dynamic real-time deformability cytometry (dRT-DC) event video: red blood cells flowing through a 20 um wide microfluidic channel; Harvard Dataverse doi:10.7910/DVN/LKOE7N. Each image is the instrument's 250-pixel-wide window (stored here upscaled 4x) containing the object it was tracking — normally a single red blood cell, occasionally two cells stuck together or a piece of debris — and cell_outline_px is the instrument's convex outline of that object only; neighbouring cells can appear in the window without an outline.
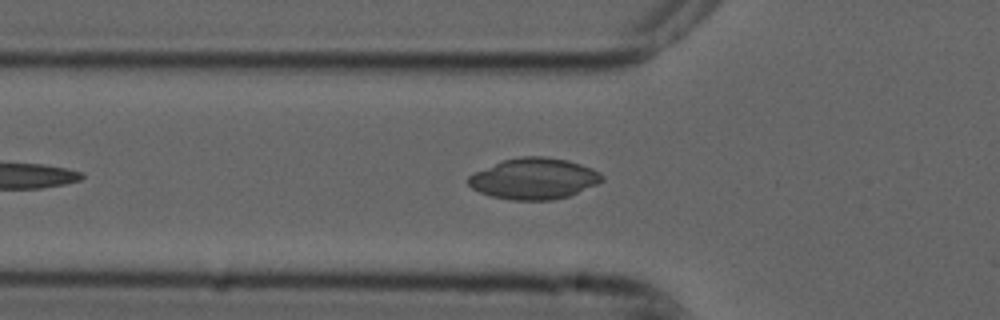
{"species": "common noctule bat (a hibernating species)", "species_latin": "Nyctalus noctula", "temperature_condition": "cold", "stored_images_in_passage": 30, "camera_frame_rate_fps": 3000, "um_per_image_px": 0.085, "animal": {"sex": "male", "forearm_length_mm": 52.5}, "frame": {"image": 1, "passage_image": 9, "time_ms": 2.667, "image_size_px": [1000, 320], "cell_outline_px": [[604, 180], [596, 184], [568, 196], [552, 200], [512, 200], [492, 196], [480, 192], [472, 188], [468, 184], [468, 176], [476, 172], [504, 160], [524, 156], [544, 156], [568, 160], [592, 168], [600, 172], [604, 176]], "centroid_in_image_um": [45.41, 15.18], "position_along_channel_um": 80.4, "area_um2": 31.73}}
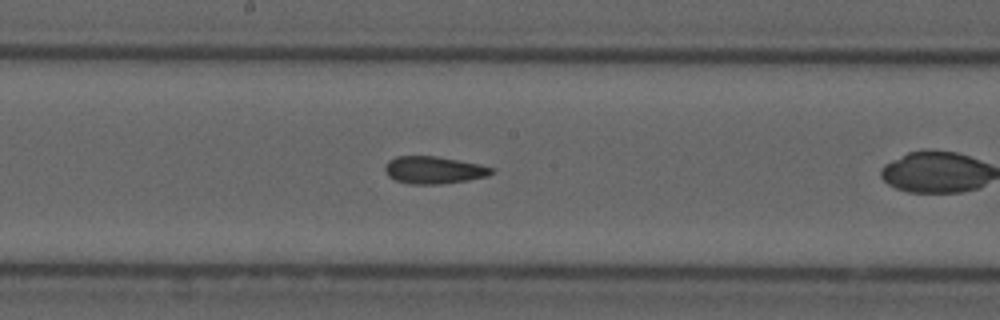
{"frame": {"image": 2, "passage_image": 16, "time_ms": 5.0, "image_size_px": [1000, 320], "cell_outline_px": [[496, 172], [488, 176], [468, 180], [440, 184], [408, 184], [396, 180], [388, 176], [384, 168], [388, 160], [396, 156], [436, 156], [480, 164], [492, 168]], "centroid_in_image_um": [36.88, 14.45], "position_along_channel_um": 211.3, "area_um2": 17.05}}
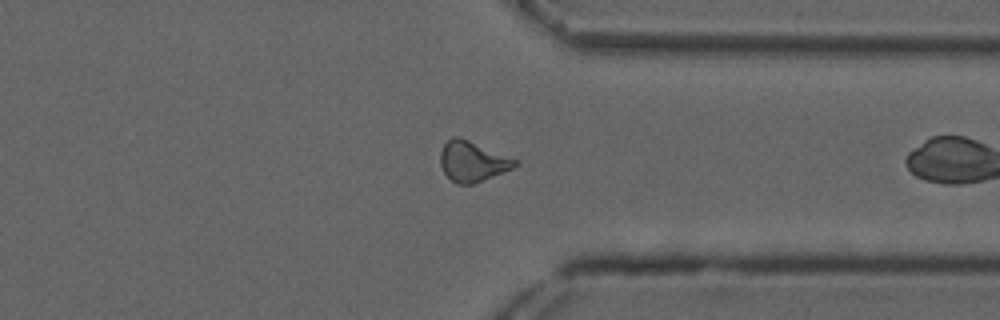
{"frame": {"image": 3, "passage_image": 29, "time_ms": 9.333, "image_size_px": [1000, 320], "cell_outline_px": [[520, 164], [512, 168], [472, 184], [456, 184], [444, 172], [440, 164], [440, 152], [444, 144], [452, 136], [460, 136], [520, 160]], "centroid_in_image_um": [40.18, 13.69], "position_along_channel_um": 371.2, "area_um2": 17.63}}